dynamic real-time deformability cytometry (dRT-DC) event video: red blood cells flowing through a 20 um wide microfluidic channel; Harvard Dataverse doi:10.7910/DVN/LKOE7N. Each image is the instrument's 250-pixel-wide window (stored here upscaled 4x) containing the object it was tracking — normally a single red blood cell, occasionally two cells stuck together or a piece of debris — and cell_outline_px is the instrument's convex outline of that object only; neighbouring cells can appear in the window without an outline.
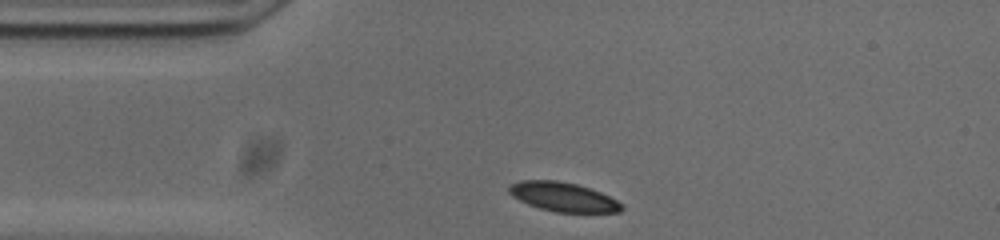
{"species": "common noctule bat (a hibernating species)", "species_latin": "Nyctalus noctula", "temperature_condition": "cold", "stored_images_in_passage": 32, "camera_frame_rate_fps": 3000, "um_per_image_px": 0.085, "animal": {"sex": "male", "body_mass_g": 20.0, "forearm_length_mm": 53.3}, "frame": {"image": 1, "passage_image": 1, "time_ms": 0.0, "image_size_px": [1000, 240], "cell_outline_px": [[624, 208], [620, 212], [556, 212], [540, 208], [528, 204], [512, 196], [508, 192], [508, 188], [512, 184], [520, 180], [556, 180], [576, 184], [600, 192], [624, 204]], "centroid_in_image_um": [47.87, 16.74], "position_along_channel_um": 37.1, "area_um2": 19.02}}
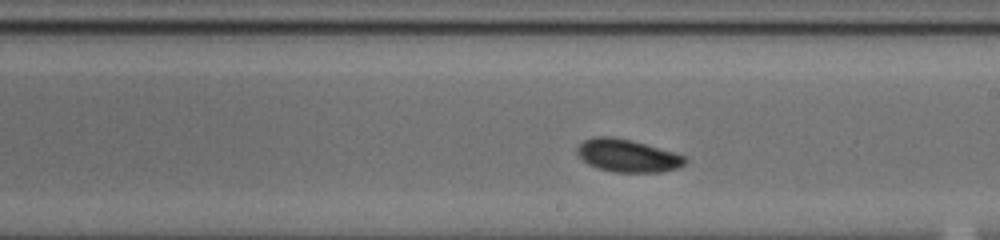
{"frame": {"image": 2, "passage_image": 19, "time_ms": 6.0, "image_size_px": [1000, 240], "cell_outline_px": [[688, 160], [684, 164], [676, 168], [660, 172], [612, 172], [596, 168], [588, 164], [576, 152], [576, 148], [584, 140], [592, 136], [612, 136], [632, 140], [676, 152], [688, 156]], "centroid_in_image_um": [53.36, 13.22], "position_along_channel_um": 235.6, "area_um2": 20.87}}
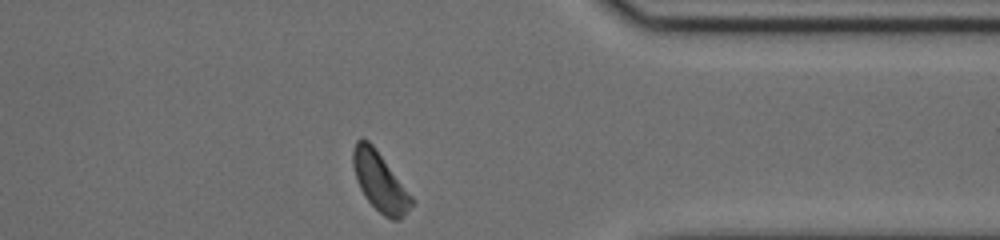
{"frame": {"image": 3, "passage_image": 32, "time_ms": 10.333, "image_size_px": [1000, 240], "cell_outline_px": [[412, 204], [404, 216], [400, 220], [392, 220], [384, 216], [364, 196], [356, 180], [352, 164], [352, 152], [356, 140], [368, 140], [372, 144], [412, 196]], "centroid_in_image_um": [32.27, 15.46], "position_along_channel_um": 379.1, "area_um2": 19.77}, "authors_computed_cell_mechanics": {"area_um2": 20.0566, "velocity_mm_per_s": 3.6746, "shape_relaxation_time_tau1_ms": 4.7404, "shape_relaxation_time_tau2_ms": 4.9313, "deformation_change_tau1": 0.1187, "deformation_change_tau2": 0.0732}}